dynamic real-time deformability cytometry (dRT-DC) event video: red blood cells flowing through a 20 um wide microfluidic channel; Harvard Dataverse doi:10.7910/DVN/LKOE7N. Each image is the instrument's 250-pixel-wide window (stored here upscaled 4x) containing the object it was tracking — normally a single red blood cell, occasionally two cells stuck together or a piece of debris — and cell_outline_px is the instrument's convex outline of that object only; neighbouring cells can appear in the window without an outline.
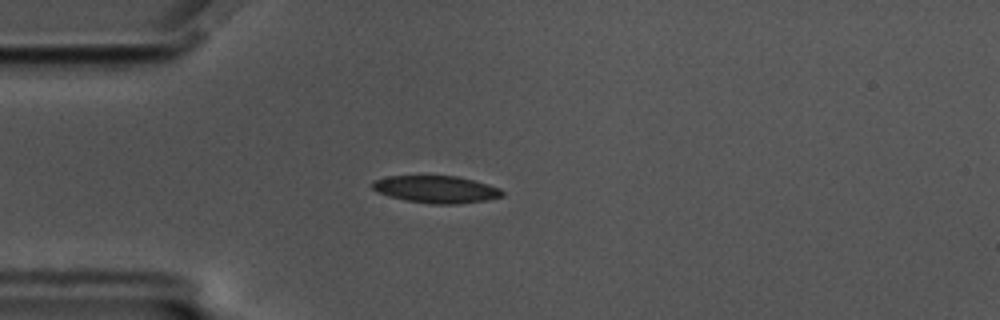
{"species": "common noctule bat (a hibernating species)", "species_latin": "Nyctalus noctula", "temperature_condition": "cold", "stored_images_in_passage": 40, "camera_frame_rate_fps": 3000, "um_per_image_px": 0.085, "animal": {"sex": "male", "body_mass_g": 17.5, "forearm_length_mm": 52.3}, "frame": {"image": 1, "passage_image": 1, "time_ms": 0.0, "image_size_px": [1000, 320], "cell_outline_px": [[504, 196], [488, 200], [456, 204], [432, 204], [404, 200], [388, 196], [376, 192], [372, 188], [372, 180], [388, 176], [456, 176], [488, 184], [500, 188], [504, 192]], "centroid_in_image_um": [37.06, 16.1], "position_along_channel_um": 47.9, "area_um2": 20.75}}
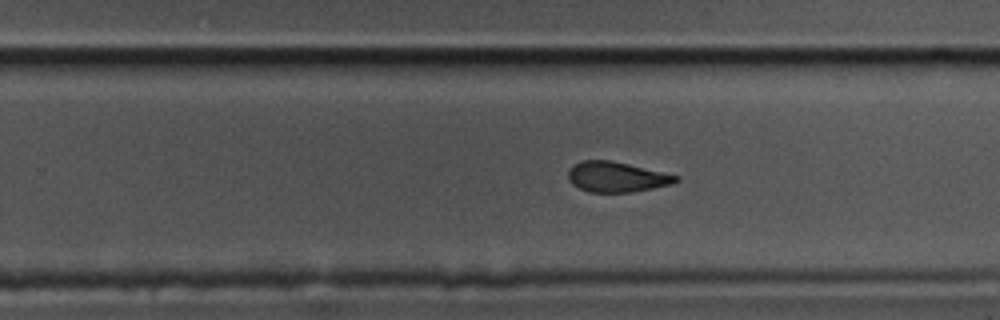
{"frame": {"image": 2, "passage_image": 22, "time_ms": 7.0, "image_size_px": [1000, 320], "cell_outline_px": [[680, 180], [672, 184], [632, 192], [588, 192], [572, 184], [568, 180], [568, 168], [572, 164], [580, 160], [612, 160], [680, 176]], "centroid_in_image_um": [52.38, 15.03], "position_along_channel_um": 277.4, "area_um2": 19.19}}
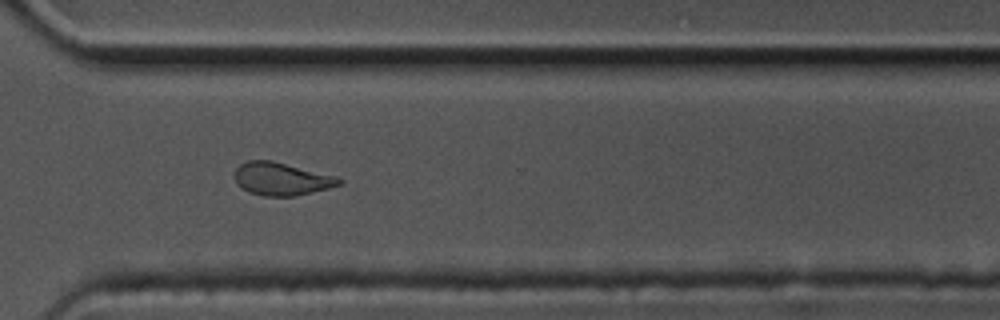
{"frame": {"image": 3, "passage_image": 28, "time_ms": 9.0, "image_size_px": [1000, 320], "cell_outline_px": [[344, 180], [340, 184], [328, 188], [296, 196], [264, 196], [248, 192], [236, 184], [236, 168], [240, 164], [248, 160], [272, 160], [336, 176]], "centroid_in_image_um": [23.92, 15.2], "position_along_channel_um": 346.7, "area_um2": 19.94}, "authors_computed_cell_mechanics": {"area_um2": 20.8369, "velocity_mm_per_s": 3.462, "shape_relaxation_time_tau1_ms": null, "shape_relaxation_time_tau2_ms": 2.1661, "deformation_change_tau1": null, "deformation_change_tau2": 0.0734}}